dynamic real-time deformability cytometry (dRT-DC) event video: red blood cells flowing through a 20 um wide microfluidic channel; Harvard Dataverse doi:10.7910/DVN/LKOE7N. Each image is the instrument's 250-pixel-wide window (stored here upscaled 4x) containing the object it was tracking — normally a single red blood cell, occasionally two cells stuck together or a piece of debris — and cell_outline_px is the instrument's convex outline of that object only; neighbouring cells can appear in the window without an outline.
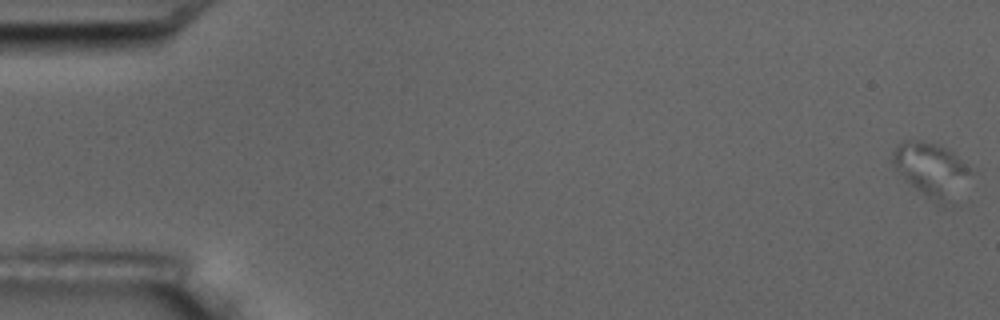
{"species": "common noctule bat (a hibernating species)", "species_latin": "Nyctalus noctula", "temperature_condition": "room temperature", "stored_images_in_passage": 7, "camera_frame_rate_fps": 3000, "um_per_image_px": 0.085, "animal": {"sex": "male", "body_mass_g": 17.5, "forearm_length_mm": 52.3}, "frame": {"image": 1, "passage_image": 1, "time_ms": 0.0, "image_size_px": [1000, 320], "cell_outline_px": [[972, 172], [956, 204], [944, 208], [924, 196], [892, 164], [892, 152], [904, 140], [916, 140], [940, 144], [952, 152], [972, 168]], "centroid_in_image_um": [79.26, 14.5], "position_along_channel_um": 5.7, "area_um2": 25.03}}
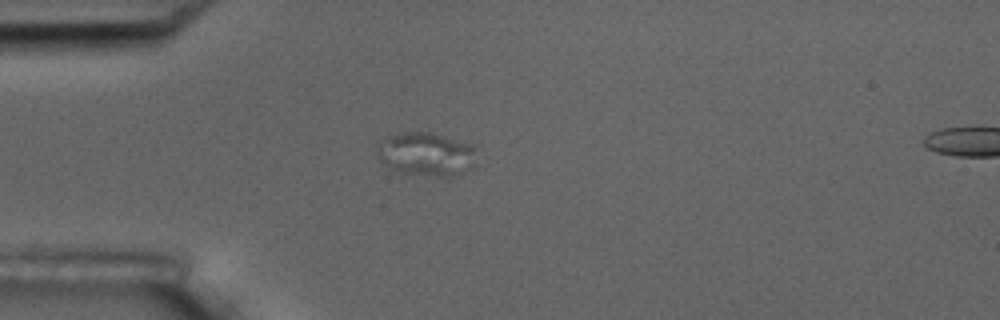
{"frame": {"image": 2, "passage_image": 6, "time_ms": 6.333, "image_size_px": [1000, 320], "cell_outline_px": [[476, 164], [472, 168], [452, 176], [436, 176], [400, 172], [388, 168], [380, 160], [376, 148], [392, 136], [408, 132], [428, 132], [476, 144]], "centroid_in_image_um": [36.33, 13.11], "position_along_channel_um": 48.7, "area_um2": 25.09}}